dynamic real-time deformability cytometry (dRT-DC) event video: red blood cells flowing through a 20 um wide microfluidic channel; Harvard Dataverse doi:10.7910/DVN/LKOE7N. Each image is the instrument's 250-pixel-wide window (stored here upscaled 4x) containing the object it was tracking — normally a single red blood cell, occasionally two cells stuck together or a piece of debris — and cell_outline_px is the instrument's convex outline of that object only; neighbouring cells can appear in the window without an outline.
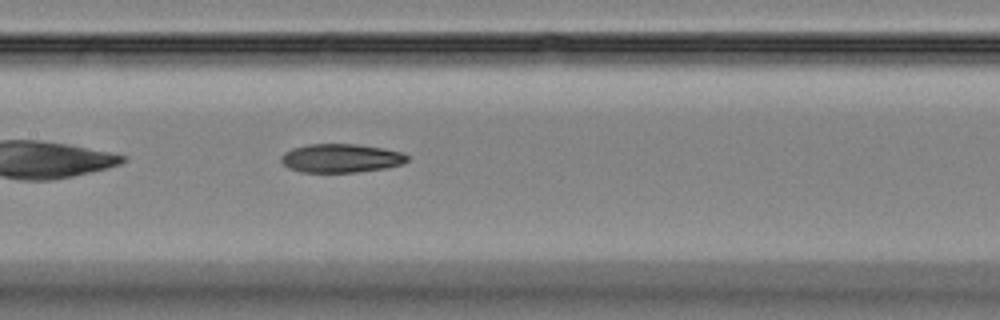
{"species": "Egyptian fruit bat (a non-hibernating species)", "species_latin": "Rousettus aegyptiacus", "temperature_condition": "room temperature", "stored_images_in_passage": 36, "camera_frame_rate_fps": 3000, "um_per_image_px": 0.085, "animal": {"sex": "female"}, "frame": {"image": 1, "passage_image": 9, "time_ms": 2.667, "image_size_px": [1000, 320], "cell_outline_px": [[408, 160], [404, 164], [384, 168], [356, 172], [300, 172], [288, 168], [280, 160], [280, 156], [284, 152], [292, 148], [308, 144], [356, 144], [384, 148], [404, 152], [408, 156]], "centroid_in_image_um": [28.98, 13.44], "position_along_channel_um": 178.4, "area_um2": 21.27}}
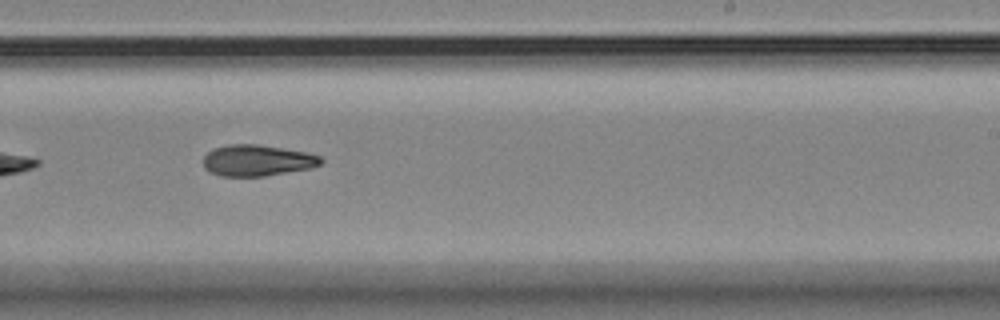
{"frame": {"image": 2, "passage_image": 16, "time_ms": 5.0, "image_size_px": [1000, 320], "cell_outline_px": [[324, 160], [320, 164], [312, 168], [264, 176], [220, 176], [204, 168], [204, 156], [212, 148], [228, 144], [256, 144], [308, 152], [320, 156]], "centroid_in_image_um": [21.87, 13.63], "position_along_channel_um": 267.1, "area_um2": 21.44}}
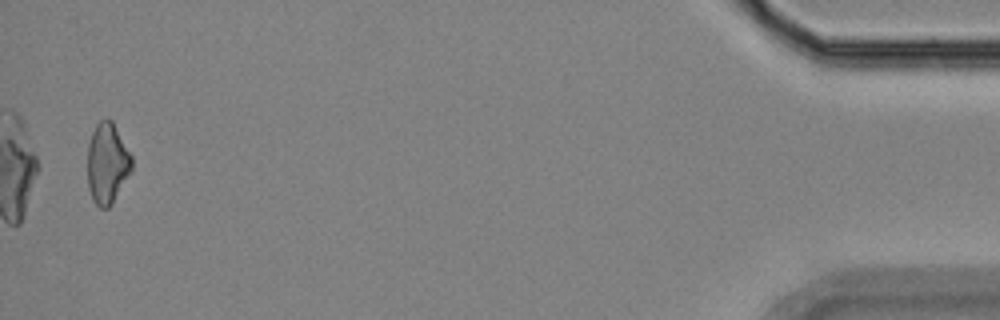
{"frame": {"image": 3, "passage_image": 35, "time_ms": 11.333, "image_size_px": [1000, 320], "cell_outline_px": [[132, 172], [112, 204], [108, 208], [100, 208], [92, 200], [88, 188], [88, 144], [92, 132], [96, 124], [100, 120], [108, 116], [112, 120], [132, 156]], "centroid_in_image_um": [9.12, 13.88], "position_along_channel_um": 426.1, "area_um2": 21.15}}